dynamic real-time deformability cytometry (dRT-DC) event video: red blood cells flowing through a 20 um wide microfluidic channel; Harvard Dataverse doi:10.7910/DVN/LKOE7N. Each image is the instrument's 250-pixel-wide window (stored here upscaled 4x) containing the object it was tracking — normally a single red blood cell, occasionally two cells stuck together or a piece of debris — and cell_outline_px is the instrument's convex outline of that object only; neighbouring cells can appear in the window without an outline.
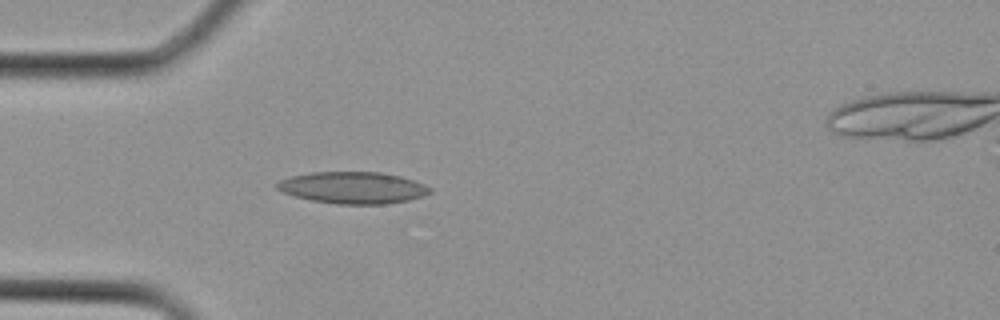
{"species": "Egyptian fruit bat (a non-hibernating species)", "species_latin": "Rousettus aegyptiacus", "temperature_condition": "cold", "stored_images_in_passage": 2, "camera_frame_rate_fps": 3000, "um_per_image_px": 0.085, "animal": {"sex": "female"}, "frame": {"image": 1, "passage_image": 2, "time_ms": 0.333, "image_size_px": [1000, 320], "cell_outline_px": [[432, 192], [408, 200], [384, 204], [336, 204], [312, 200], [296, 196], [284, 192], [276, 188], [276, 184], [280, 180], [292, 176], [312, 172], [380, 172], [400, 176], [424, 184], [432, 188]], "centroid_in_image_um": [30.0, 15.95], "position_along_channel_um": 55.0, "area_um2": 28.03}}